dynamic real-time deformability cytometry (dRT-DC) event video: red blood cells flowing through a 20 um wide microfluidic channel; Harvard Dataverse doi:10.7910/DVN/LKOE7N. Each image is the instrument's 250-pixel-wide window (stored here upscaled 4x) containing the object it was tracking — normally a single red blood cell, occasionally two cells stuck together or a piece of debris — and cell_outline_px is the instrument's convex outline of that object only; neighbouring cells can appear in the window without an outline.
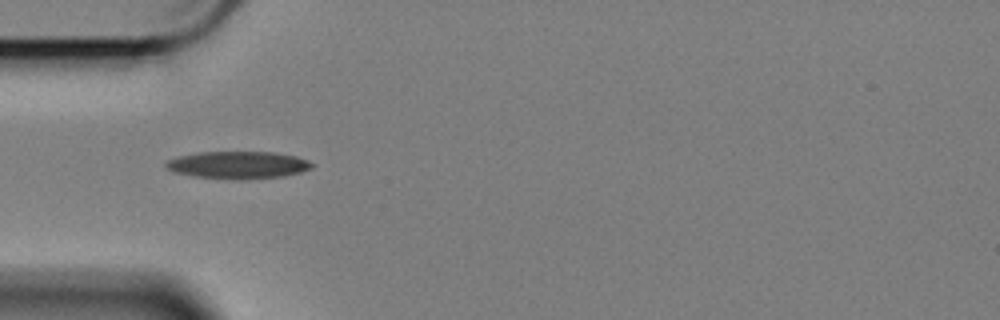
{"species": "Egyptian fruit bat (a non-hibernating species)", "species_latin": "Rousettus aegyptiacus", "temperature_condition": "cold", "stored_images_in_passage": 42, "camera_frame_rate_fps": 3000, "um_per_image_px": 0.085, "animal": {"sex": "female"}, "frame": {"image": 1, "passage_image": 1, "time_ms": 0.0, "image_size_px": [1000, 320], "cell_outline_px": [[312, 168], [300, 172], [284, 176], [240, 180], [196, 176], [176, 172], [168, 168], [164, 164], [168, 160], [180, 156], [196, 152], [272, 152], [296, 156], [308, 160], [312, 164]], "centroid_in_image_um": [20.26, 14.02], "position_along_channel_um": 64.7, "area_um2": 23.06}}
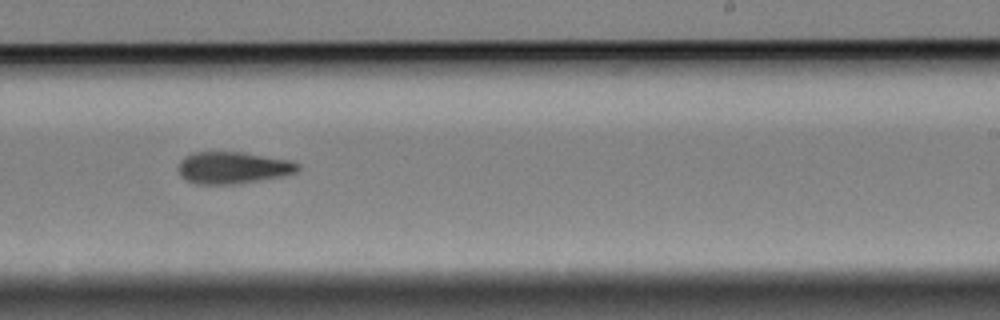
{"frame": {"image": 2, "passage_image": 19, "time_ms": 6.0, "image_size_px": [1000, 320], "cell_outline_px": [[300, 168], [296, 172], [280, 176], [236, 184], [192, 184], [184, 180], [180, 176], [176, 168], [180, 160], [184, 156], [192, 152], [240, 152], [288, 160], [300, 164]], "centroid_in_image_um": [19.7, 14.26], "position_along_channel_um": 269.3, "area_um2": 22.31}}
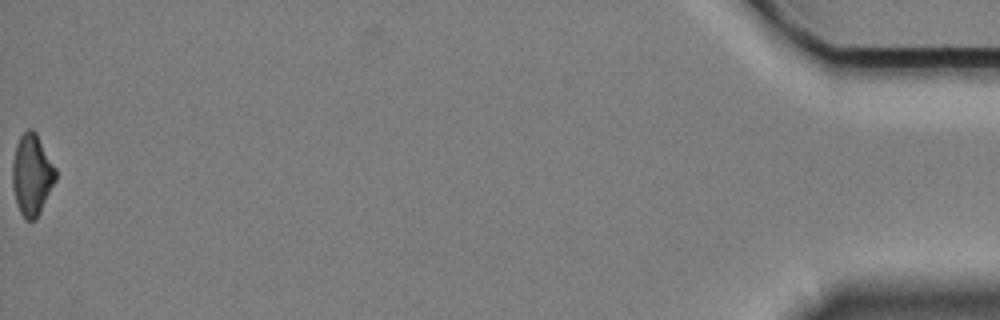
{"frame": {"image": 3, "passage_image": 42, "time_ms": 13.667, "image_size_px": [1000, 320], "cell_outline_px": [[56, 180], [36, 220], [24, 220], [16, 204], [12, 184], [12, 164], [16, 144], [20, 136], [28, 128], [32, 128], [36, 132], [56, 168]], "centroid_in_image_um": [2.7, 14.86], "position_along_channel_um": 432.5, "area_um2": 20.58}, "authors_computed_cell_mechanics": {"area_um2": 21.964, "velocity_mm_per_s": 3.4069, "shape_relaxation_time_tau1_ms": 3.6311, "shape_relaxation_time_tau2_ms": 8.3842, "deformation_change_tau1": 0.1444, "deformation_change_tau2": 0.1964}}